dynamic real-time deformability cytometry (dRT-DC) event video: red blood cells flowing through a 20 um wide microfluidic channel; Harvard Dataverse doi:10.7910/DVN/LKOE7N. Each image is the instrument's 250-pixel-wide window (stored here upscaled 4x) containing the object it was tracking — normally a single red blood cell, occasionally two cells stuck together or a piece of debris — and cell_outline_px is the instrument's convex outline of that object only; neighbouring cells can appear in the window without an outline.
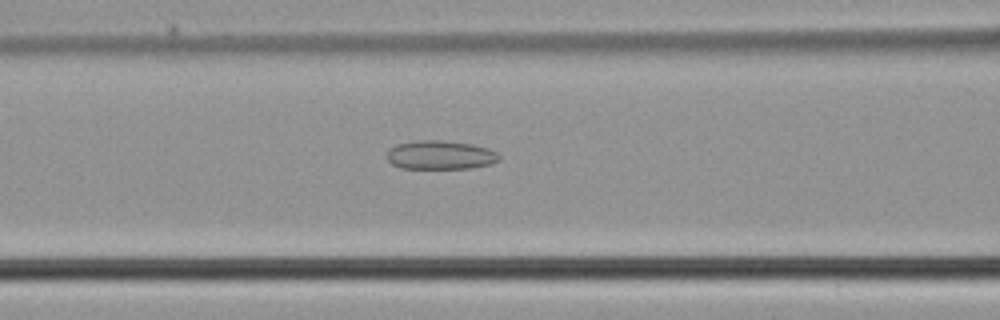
{"species": "common noctule bat (a hibernating species)", "species_latin": "Nyctalus noctula", "temperature_condition": "cold", "stored_images_in_passage": 50, "camera_frame_rate_fps": 3000, "um_per_image_px": 0.085, "animal": {"sex": "male", "body_mass_g": 21.5, "forearm_length_mm": 52.0}, "frame": {"image": 1, "passage_image": 21, "time_ms": 6.667, "image_size_px": [1000, 320], "cell_outline_px": [[500, 160], [488, 164], [472, 168], [400, 168], [392, 164], [388, 160], [388, 148], [396, 144], [416, 140], [444, 140], [472, 144], [488, 148], [496, 152], [500, 156]], "centroid_in_image_um": [37.41, 13.16], "position_along_channel_um": 129.2, "area_um2": 18.9}}
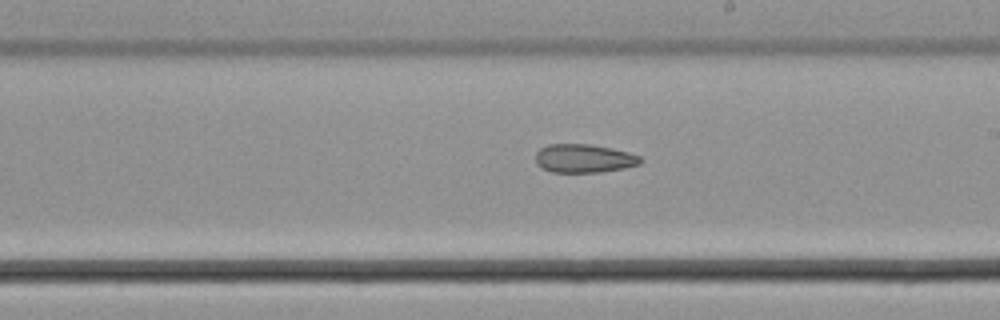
{"frame": {"image": 2, "passage_image": 29, "time_ms": 9.333, "image_size_px": [1000, 320], "cell_outline_px": [[644, 160], [640, 164], [624, 168], [600, 172], [552, 172], [536, 164], [536, 152], [540, 148], [548, 144], [588, 144], [612, 148], [628, 152], [640, 156]], "centroid_in_image_um": [49.65, 13.46], "position_along_channel_um": 239.3, "area_um2": 17.46}}
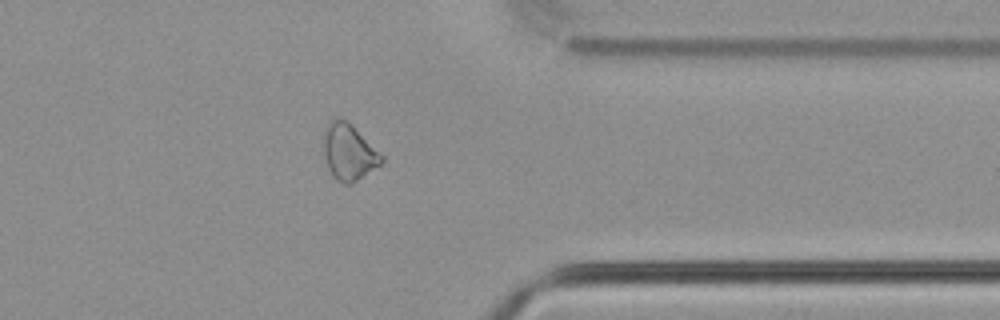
{"frame": {"image": 3, "passage_image": 40, "time_ms": 13.0, "image_size_px": [1000, 320], "cell_outline_px": [[384, 160], [380, 164], [352, 184], [344, 184], [336, 180], [332, 176], [328, 168], [324, 152], [324, 128], [328, 120], [336, 116], [340, 116], [348, 120], [384, 156]], "centroid_in_image_um": [29.63, 12.87], "position_along_channel_um": 381.8, "area_um2": 19.31}}